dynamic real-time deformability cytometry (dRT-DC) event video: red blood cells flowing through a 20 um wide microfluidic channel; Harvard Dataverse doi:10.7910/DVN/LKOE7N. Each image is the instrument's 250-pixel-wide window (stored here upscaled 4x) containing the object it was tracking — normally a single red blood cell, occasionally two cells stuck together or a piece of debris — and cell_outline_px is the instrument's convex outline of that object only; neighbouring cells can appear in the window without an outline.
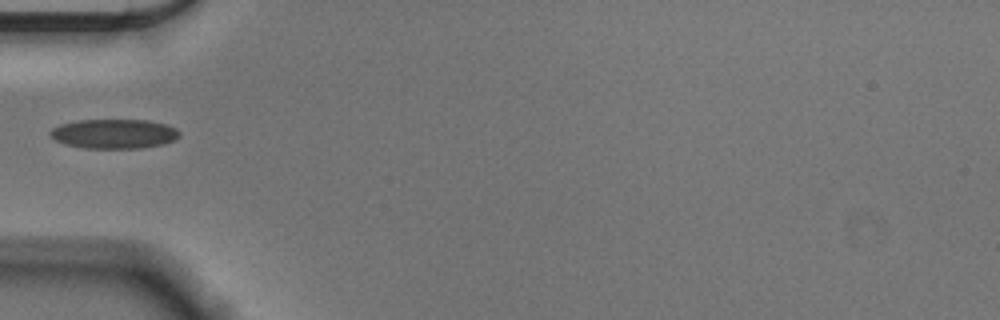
{"species": "Egyptian fruit bat (a non-hibernating species)", "species_latin": "Rousettus aegyptiacus", "temperature_condition": "cold", "stored_images_in_passage": 37, "camera_frame_rate_fps": 3000, "um_per_image_px": 0.085, "animal": {"sex": "male"}, "frame": {"image": 1, "passage_image": 1, "time_ms": 0.0, "image_size_px": [1000, 320], "cell_outline_px": [[180, 136], [176, 140], [164, 144], [140, 148], [84, 148], [64, 144], [56, 140], [48, 132], [52, 128], [60, 124], [76, 120], [148, 120], [164, 124], [176, 128], [180, 132]], "centroid_in_image_um": [9.7, 11.37], "position_along_channel_um": 75.3, "area_um2": 22.31}}